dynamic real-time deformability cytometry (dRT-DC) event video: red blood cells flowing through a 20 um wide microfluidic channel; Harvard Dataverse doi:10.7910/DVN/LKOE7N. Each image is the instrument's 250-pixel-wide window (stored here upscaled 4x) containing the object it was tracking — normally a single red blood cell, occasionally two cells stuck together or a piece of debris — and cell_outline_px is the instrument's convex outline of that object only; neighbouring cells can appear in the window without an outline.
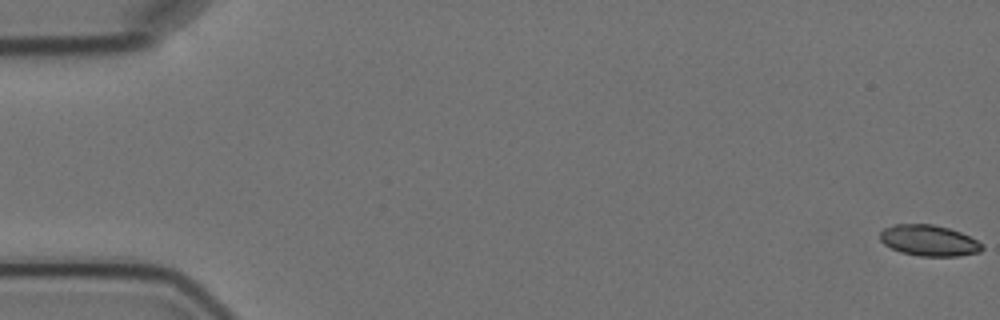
{"species": "Egyptian fruit bat (a non-hibernating species)", "species_latin": "Rousettus aegyptiacus", "temperature_condition": "cold", "stored_images_in_passage": 7, "camera_frame_rate_fps": 3000, "um_per_image_px": 0.085, "animal": {"sex": "female"}, "frame": {"image": 1, "passage_image": 1, "time_ms": 0.0, "image_size_px": [1000, 320], "cell_outline_px": [[984, 248], [980, 252], [956, 256], [920, 256], [900, 252], [884, 244], [880, 240], [880, 232], [884, 228], [896, 224], [932, 224], [948, 228], [960, 232], [984, 244]], "centroid_in_image_um": [78.96, 20.44], "position_along_channel_um": 6.0, "area_um2": 18.38}}
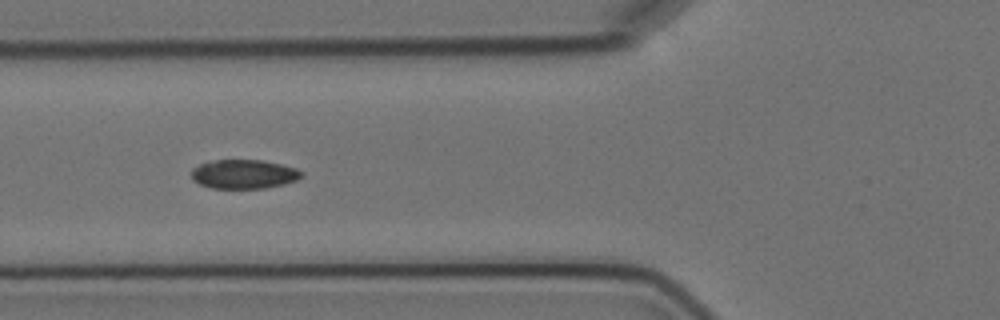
{"frame": {"image": 2, "passage_image": 6, "time_ms": 7.0, "image_size_px": [1000, 320], "cell_outline_px": [[304, 176], [296, 180], [284, 184], [264, 188], [212, 188], [200, 184], [192, 180], [192, 168], [200, 164], [216, 160], [264, 160], [296, 168], [304, 172]], "centroid_in_image_um": [20.75, 14.8], "position_along_channel_um": 105.0, "area_um2": 18.67}}
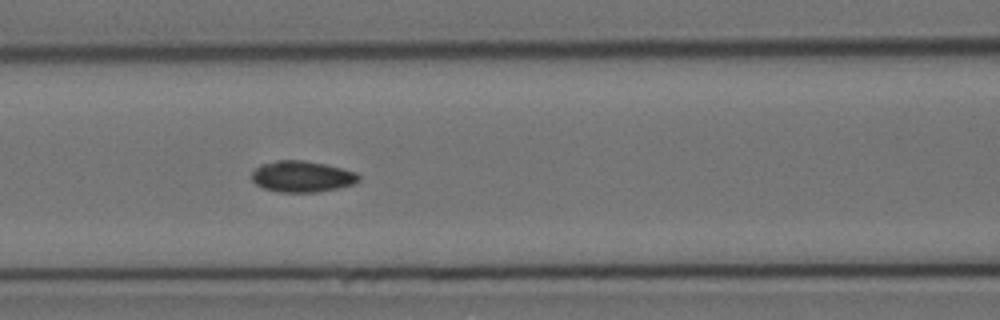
{"frame": {"image": 3, "passage_image": 7, "time_ms": 8.0, "image_size_px": [1000, 320], "cell_outline_px": [[360, 180], [352, 184], [336, 188], [316, 192], [280, 192], [264, 188], [256, 184], [252, 180], [252, 172], [260, 164], [276, 160], [304, 160], [324, 164], [356, 172], [360, 176]], "centroid_in_image_um": [25.65, 14.99], "position_along_channel_um": 141.0, "area_um2": 19.31}}